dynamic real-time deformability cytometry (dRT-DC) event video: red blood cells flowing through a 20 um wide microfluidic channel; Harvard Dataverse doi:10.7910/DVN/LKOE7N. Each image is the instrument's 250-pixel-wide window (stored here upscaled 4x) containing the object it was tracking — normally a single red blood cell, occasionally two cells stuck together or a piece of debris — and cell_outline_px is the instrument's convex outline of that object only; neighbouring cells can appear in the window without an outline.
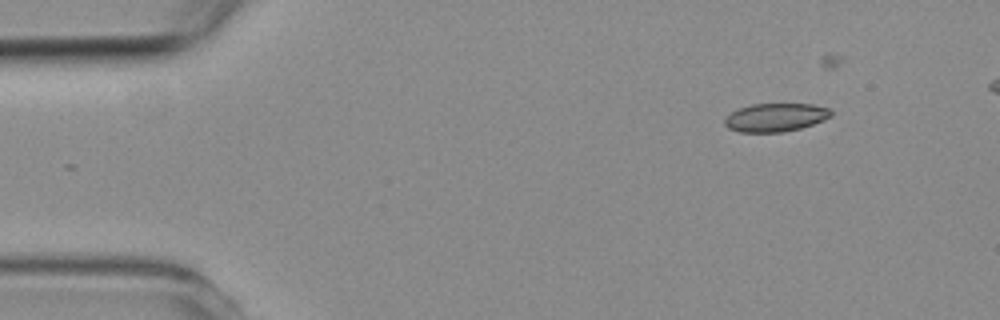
{"species": "common noctule bat (a hibernating species)", "species_latin": "Nyctalus noctula", "temperature_condition": "room temperature", "stored_images_in_passage": 4, "camera_frame_rate_fps": 3000, "um_per_image_px": 0.085, "animal": {"sex": "female", "body_mass_g": 19.3, "forearm_length_mm": 54.1}, "frame": {"image": 1, "passage_image": 1, "time_ms": 0.0, "image_size_px": [1000, 320], "cell_outline_px": [[832, 116], [824, 120], [800, 128], [784, 132], [740, 132], [728, 128], [724, 124], [724, 120], [732, 112], [740, 108], [752, 104], [812, 104], [828, 108], [832, 112]], "centroid_in_image_um": [65.93, 9.98], "position_along_channel_um": 19.1, "area_um2": 17.46}}